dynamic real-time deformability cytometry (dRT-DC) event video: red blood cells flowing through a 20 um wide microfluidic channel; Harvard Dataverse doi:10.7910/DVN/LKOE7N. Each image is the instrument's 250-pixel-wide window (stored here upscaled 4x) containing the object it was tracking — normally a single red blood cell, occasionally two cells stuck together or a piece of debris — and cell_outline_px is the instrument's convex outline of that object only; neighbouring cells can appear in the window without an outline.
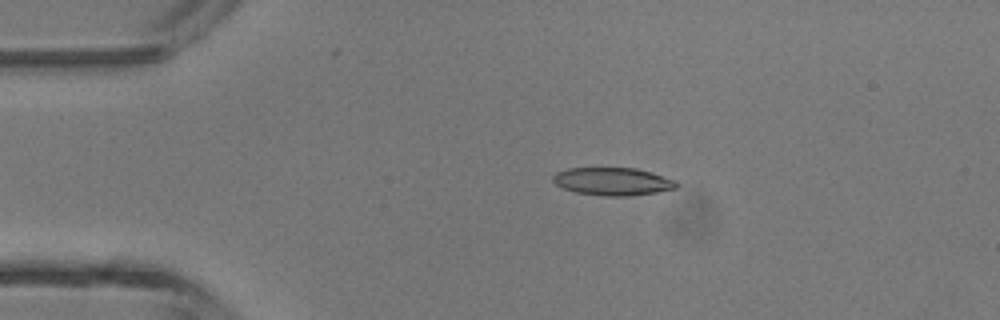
{"species": "common noctule bat (a hibernating species)", "species_latin": "Nyctalus noctula", "temperature_condition": "room temperature", "stored_images_in_passage": 3, "camera_frame_rate_fps": 3000, "um_per_image_px": 0.085, "animal": {"sex": "male", "body_mass_g": 13.3}, "frame": {"image": 1, "passage_image": 2, "time_ms": 1.333, "image_size_px": [1000, 320], "cell_outline_px": [[680, 184], [676, 188], [656, 192], [628, 196], [604, 196], [576, 192], [564, 188], [556, 184], [552, 180], [552, 176], [556, 172], [568, 168], [636, 168], [676, 180]], "centroid_in_image_um": [52.08, 15.42], "position_along_channel_um": 32.9, "area_um2": 19.94}}